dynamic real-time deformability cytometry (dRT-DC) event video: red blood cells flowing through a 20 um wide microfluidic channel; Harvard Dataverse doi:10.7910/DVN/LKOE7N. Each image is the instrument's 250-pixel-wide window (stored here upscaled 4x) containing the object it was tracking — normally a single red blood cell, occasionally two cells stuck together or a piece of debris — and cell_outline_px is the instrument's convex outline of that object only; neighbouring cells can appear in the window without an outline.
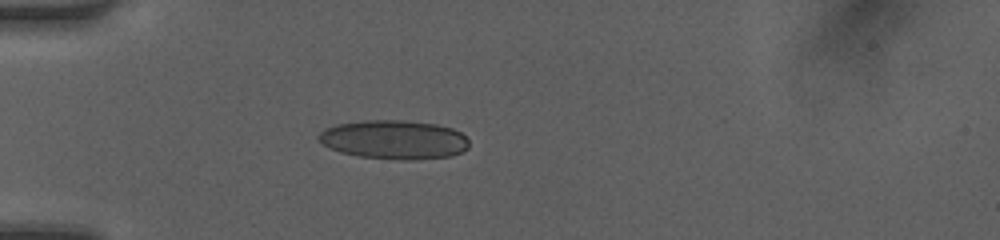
{"species": "human", "species_latin": "Homo sapiens", "temperature_condition": "room temperature", "stored_images_in_passage": 35, "camera_frame_rate_fps": 3000, "um_per_image_px": 0.085, "donor": {"sex": "female"}, "frame": {"image": 1, "passage_image": 1, "time_ms": 0.0, "image_size_px": [1000, 240], "cell_outline_px": [[468, 148], [464, 152], [452, 156], [412, 160], [404, 160], [360, 156], [340, 152], [324, 144], [320, 140], [320, 132], [324, 128], [336, 124], [364, 120], [400, 120], [436, 124], [452, 128], [460, 132], [468, 140]], "centroid_in_image_um": [33.54, 11.87], "position_along_channel_um": 51.5, "area_um2": 34.04}}
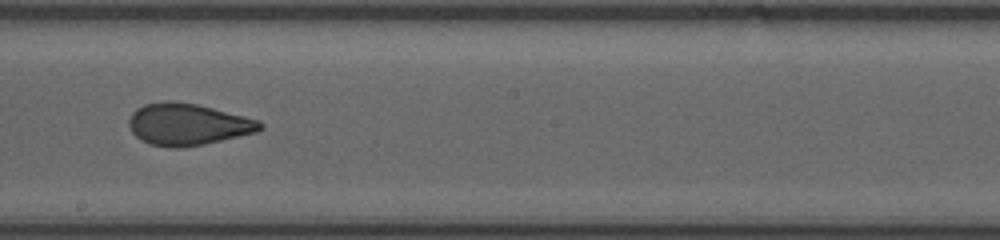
{"frame": {"image": 2, "passage_image": 15, "time_ms": 4.667, "image_size_px": [1000, 240], "cell_outline_px": [[264, 128], [256, 132], [204, 144], [180, 148], [172, 148], [148, 144], [140, 140], [132, 132], [128, 124], [128, 120], [132, 112], [136, 108], [144, 104], [164, 100], [172, 100], [196, 104], [260, 120], [264, 124]], "centroid_in_image_um": [15.93, 10.57], "position_along_channel_um": 232.3, "area_um2": 32.14}}
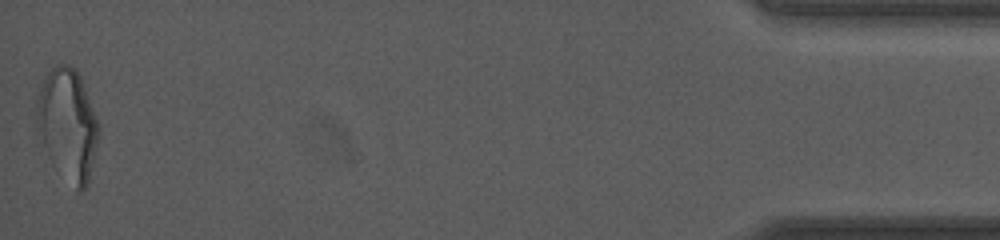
{"frame": {"image": 3, "passage_image": 35, "time_ms": 11.333, "image_size_px": [1000, 240], "cell_outline_px": [[100, 128], [88, 184], [80, 192], [76, 192], [52, 164], [48, 156], [36, 120], [36, 100], [44, 76], [56, 64], [68, 64], [76, 68], [80, 76]], "centroid_in_image_um": [5.75, 10.59], "position_along_channel_um": 429.5, "area_um2": 40.06}, "authors_computed_cell_mechanics": {"area_um2": 32.3102, "velocity_mm_per_s": 4.2395, "shape_relaxation_time_tau1_ms": 10.4851, "shape_relaxation_time_tau2_ms": 0.9702, "deformation_change_tau1": 0.2682, "deformation_change_tau2": 0.0755}}